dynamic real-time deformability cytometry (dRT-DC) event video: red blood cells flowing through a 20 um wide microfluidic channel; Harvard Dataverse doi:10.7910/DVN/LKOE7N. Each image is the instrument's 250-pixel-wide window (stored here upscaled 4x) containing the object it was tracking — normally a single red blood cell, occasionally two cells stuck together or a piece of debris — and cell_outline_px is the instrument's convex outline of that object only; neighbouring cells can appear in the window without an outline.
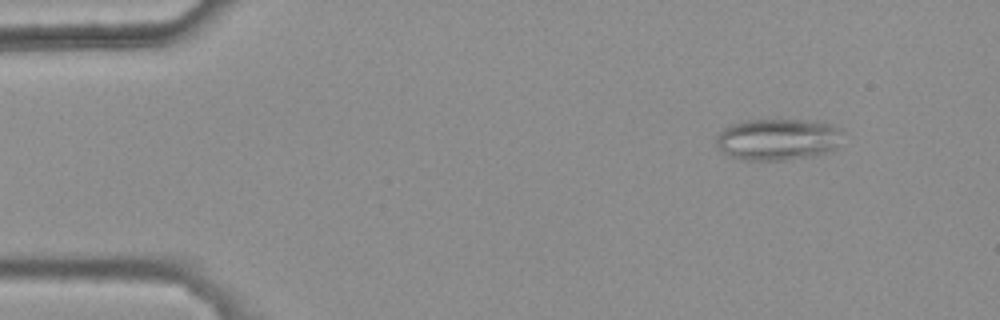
{"species": "common noctule bat (a hibernating species)", "species_latin": "Nyctalus noctula", "temperature_condition": "warm", "stored_images_in_passage": 48, "camera_frame_rate_fps": 3000, "um_per_image_px": 0.085, "animal": {"sex": "female", "body_mass_g": 25.1}, "frame": {"image": 1, "passage_image": 6, "time_ms": 1.667, "image_size_px": [1000, 320], "cell_outline_px": [[844, 132], [836, 148], [812, 156], [788, 160], [744, 160], [732, 156], [724, 152], [716, 144], [716, 136], [728, 124], [744, 120], [808, 120], [828, 124], [840, 128]], "centroid_in_image_um": [66.1, 11.84], "position_along_channel_um": 18.9, "area_um2": 30.69}}
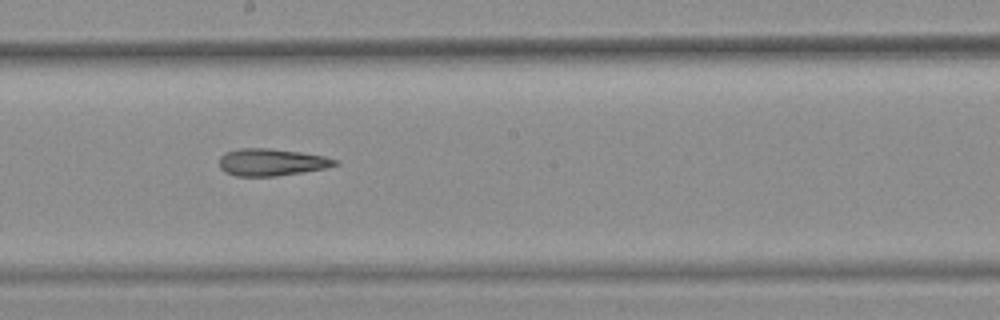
{"frame": {"image": 2, "passage_image": 30, "time_ms": 9.667, "image_size_px": [1000, 320], "cell_outline_px": [[340, 164], [324, 168], [276, 176], [236, 176], [224, 172], [220, 168], [220, 156], [224, 152], [240, 148], [268, 148], [300, 152], [324, 156], [340, 160]], "centroid_in_image_um": [23.07, 13.78], "position_along_channel_um": 225.1, "area_um2": 18.32}}
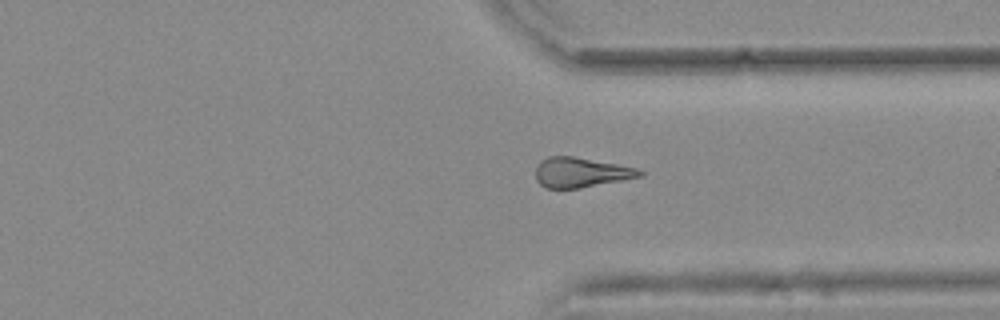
{"frame": {"image": 3, "passage_image": 41, "time_ms": 13.333, "image_size_px": [1000, 320], "cell_outline_px": [[644, 176], [580, 188], [544, 188], [536, 180], [536, 164], [540, 160], [548, 156], [572, 156], [616, 164], [636, 168], [644, 172]], "centroid_in_image_um": [49.34, 14.66], "position_along_channel_um": 362.1, "area_um2": 18.15}, "authors_computed_cell_mechanics": {"area_um2": 18.8717, "velocity_mm_per_s": 3.7241, "shape_relaxation_time_tau1_ms": null, "shape_relaxation_time_tau2_ms": 7.8317, "deformation_change_tau1": null, "deformation_change_tau2": 0.2395}}